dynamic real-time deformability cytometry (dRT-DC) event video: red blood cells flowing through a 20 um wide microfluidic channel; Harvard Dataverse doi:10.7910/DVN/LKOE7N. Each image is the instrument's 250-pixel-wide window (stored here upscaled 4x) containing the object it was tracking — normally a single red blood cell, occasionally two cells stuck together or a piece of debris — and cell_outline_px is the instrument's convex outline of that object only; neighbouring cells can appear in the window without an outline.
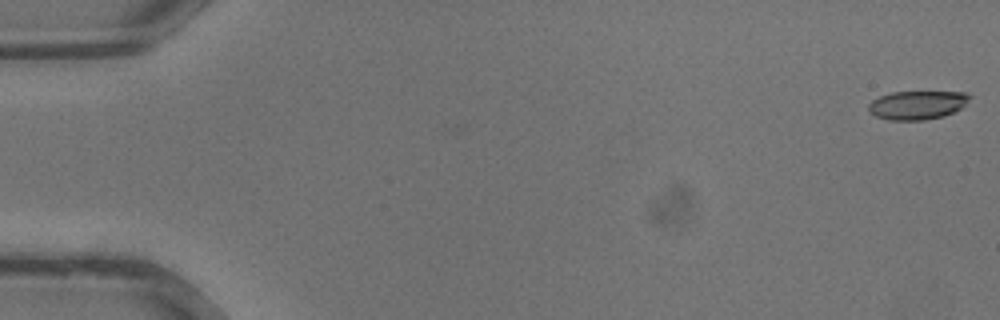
{"species": "common noctule bat (a hibernating species)", "species_latin": "Nyctalus noctula", "temperature_condition": "warm", "stored_images_in_passage": 9, "camera_frame_rate_fps": 3000, "um_per_image_px": 0.085, "animal": {"sex": "male", "body_mass_g": 13.3}, "frame": {"image": 1, "passage_image": 1, "time_ms": 0.0, "image_size_px": [1000, 320], "cell_outline_px": [[972, 96], [960, 108], [944, 116], [924, 120], [888, 120], [876, 116], [868, 108], [868, 104], [872, 100], [880, 96], [892, 92], [968, 92]], "centroid_in_image_um": [77.97, 8.92], "position_along_channel_um": 7.0, "area_um2": 16.76}}